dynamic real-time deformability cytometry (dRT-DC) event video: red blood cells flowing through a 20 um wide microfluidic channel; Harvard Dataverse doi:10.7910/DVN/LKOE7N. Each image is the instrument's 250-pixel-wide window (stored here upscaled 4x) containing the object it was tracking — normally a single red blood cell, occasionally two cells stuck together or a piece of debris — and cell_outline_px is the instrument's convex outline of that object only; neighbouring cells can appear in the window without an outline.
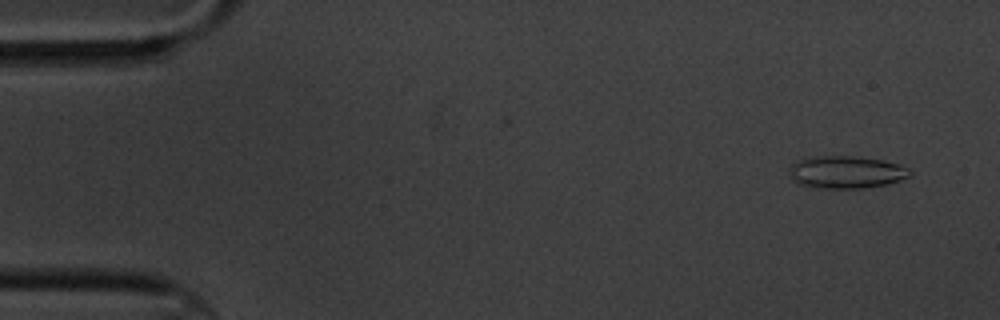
{"species": "common noctule bat (a hibernating species)", "species_latin": "Nyctalus noctula", "temperature_condition": "cold", "stored_images_in_passage": 5, "camera_frame_rate_fps": 3000, "um_per_image_px": 0.085, "animal": {"sex": "male", "body_mass_g": 20.1, "forearm_length_mm": 53.5}, "frame": {"image": 1, "passage_image": 1, "time_ms": 0.0, "image_size_px": [1000, 320], "cell_outline_px": [[912, 176], [888, 184], [864, 188], [816, 188], [800, 184], [792, 180], [788, 176], [788, 172], [792, 164], [808, 156], [860, 156], [880, 160], [896, 164], [908, 168], [912, 172]], "centroid_in_image_um": [71.9, 14.63], "position_along_channel_um": 13.1, "area_um2": 23.0}}